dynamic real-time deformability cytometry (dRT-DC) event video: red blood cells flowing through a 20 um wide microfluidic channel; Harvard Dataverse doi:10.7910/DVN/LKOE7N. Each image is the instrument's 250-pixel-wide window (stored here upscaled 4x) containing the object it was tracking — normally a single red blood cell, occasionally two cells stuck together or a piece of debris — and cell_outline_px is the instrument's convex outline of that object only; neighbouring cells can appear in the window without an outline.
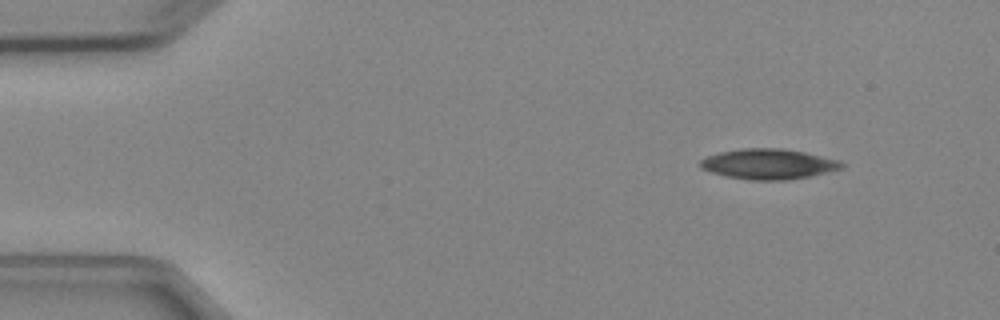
{"species": "Egyptian fruit bat (a non-hibernating species)", "species_latin": "Rousettus aegyptiacus", "temperature_condition": "cold", "stored_images_in_passage": 4, "camera_frame_rate_fps": 3000, "um_per_image_px": 0.085, "animal": {"sex": "female"}, "frame": {"image": 1, "passage_image": 1, "time_ms": 0.0, "image_size_px": [1000, 320], "cell_outline_px": [[844, 168], [808, 176], [788, 180], [752, 180], [728, 176], [712, 172], [700, 168], [700, 160], [708, 156], [720, 152], [740, 148], [780, 148], [804, 152], [840, 160], [844, 164]], "centroid_in_image_um": [65.33, 13.93], "position_along_channel_um": 19.7, "area_um2": 24.8}}
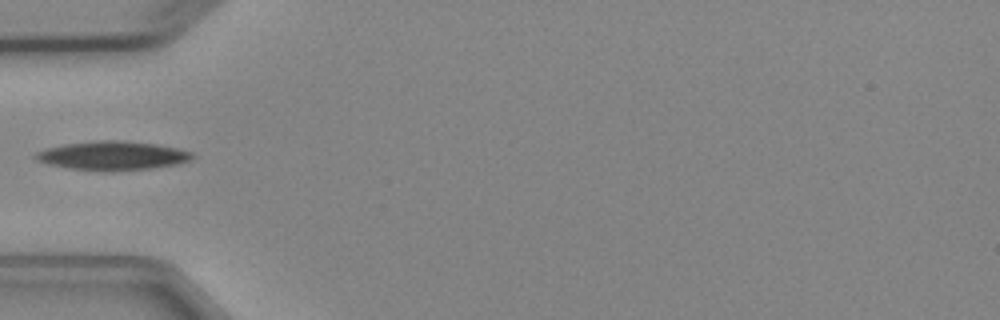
{"frame": {"image": 2, "passage_image": 4, "time_ms": 3.667, "image_size_px": [1000, 320], "cell_outline_px": [[196, 156], [188, 160], [176, 164], [152, 168], [112, 172], [104, 172], [68, 168], [48, 164], [32, 156], [36, 152], [48, 148], [64, 144], [100, 140], [120, 140], [156, 144], [176, 148], [192, 152]], "centroid_in_image_um": [9.56, 13.24], "position_along_channel_um": 75.4, "area_um2": 26.41}}